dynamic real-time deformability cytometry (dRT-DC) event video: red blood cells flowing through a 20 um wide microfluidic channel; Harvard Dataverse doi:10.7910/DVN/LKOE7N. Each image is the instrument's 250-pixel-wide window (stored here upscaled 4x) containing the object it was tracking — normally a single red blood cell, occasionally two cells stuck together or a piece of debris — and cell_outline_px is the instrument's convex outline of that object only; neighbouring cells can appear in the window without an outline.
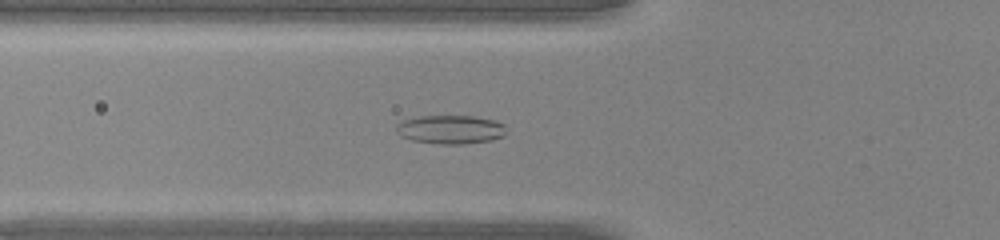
{"species": "common noctule bat (a hibernating species)", "species_latin": "Nyctalus noctula", "temperature_condition": "warm", "stored_images_in_passage": 32, "camera_frame_rate_fps": 3000, "um_per_image_px": 0.085, "animal": {"sex": "male", "body_mass_g": 20.0, "forearm_length_mm": 53.3}, "frame": {"image": 1, "passage_image": 3, "time_ms": 0.667, "image_size_px": [1000, 240], "cell_outline_px": [[504, 136], [492, 140], [464, 144], [440, 144], [412, 140], [396, 132], [396, 124], [400, 120], [420, 116], [472, 116], [496, 120], [504, 124]], "centroid_in_image_um": [38.29, 11.0], "position_along_channel_um": 87.5, "area_um2": 18.44}}
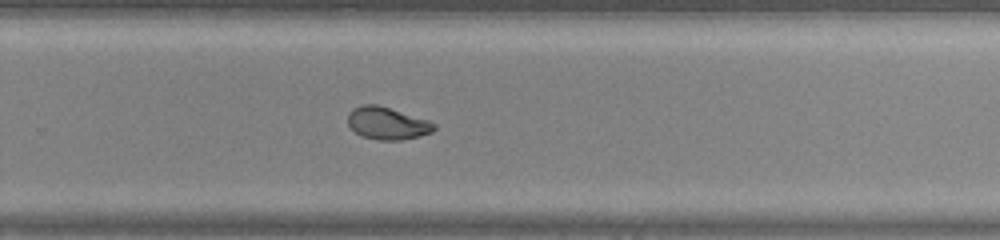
{"frame": {"image": 2, "passage_image": 17, "time_ms": 5.333, "image_size_px": [1000, 240], "cell_outline_px": [[436, 128], [432, 132], [420, 136], [400, 140], [380, 140], [364, 136], [356, 132], [348, 124], [348, 112], [352, 108], [360, 104], [376, 104], [428, 120], [436, 124]], "centroid_in_image_um": [32.91, 10.47], "position_along_channel_um": 296.9, "area_um2": 16.18}}
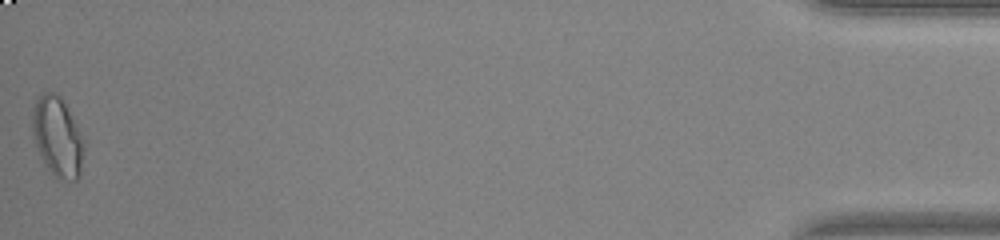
{"frame": {"image": 3, "passage_image": 32, "time_ms": 10.333, "image_size_px": [1000, 240], "cell_outline_px": [[84, 148], [80, 176], [76, 180], [60, 180], [48, 168], [36, 144], [32, 132], [32, 108], [36, 100], [44, 92], [56, 92], [60, 96], [84, 136]], "centroid_in_image_um": [4.91, 11.61], "position_along_channel_um": 430.3, "area_um2": 23.87}}